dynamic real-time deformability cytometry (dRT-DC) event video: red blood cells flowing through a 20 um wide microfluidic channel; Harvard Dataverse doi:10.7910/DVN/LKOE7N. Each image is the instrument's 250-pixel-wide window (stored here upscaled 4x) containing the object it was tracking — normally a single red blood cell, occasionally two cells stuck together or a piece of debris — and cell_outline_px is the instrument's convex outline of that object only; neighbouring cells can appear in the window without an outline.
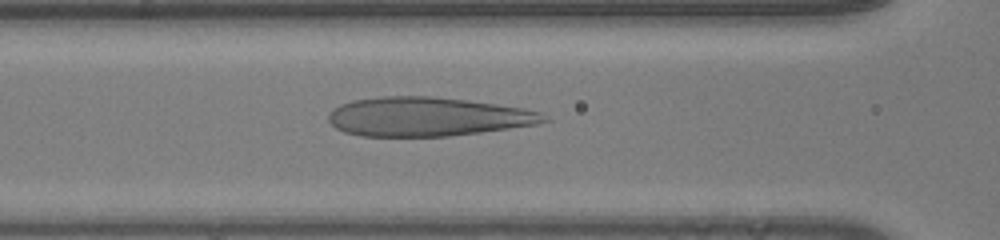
{"species": "human", "species_latin": "Homo sapiens", "temperature_condition": "room temperature", "stored_images_in_passage": 55, "camera_frame_rate_fps": 3000, "um_per_image_px": 0.085, "donor": {"sex": "male"}, "frame": {"image": 1, "passage_image": 30, "time_ms": 9.667, "image_size_px": [1000, 240], "cell_outline_px": [[552, 120], [536, 124], [480, 132], [448, 136], [360, 136], [344, 132], [336, 128], [328, 120], [328, 116], [332, 108], [340, 104], [352, 100], [380, 96], [432, 96], [468, 100], [524, 108], [540, 112]], "centroid_in_image_um": [36.3, 9.91], "position_along_channel_um": 130.3, "area_um2": 49.07}}
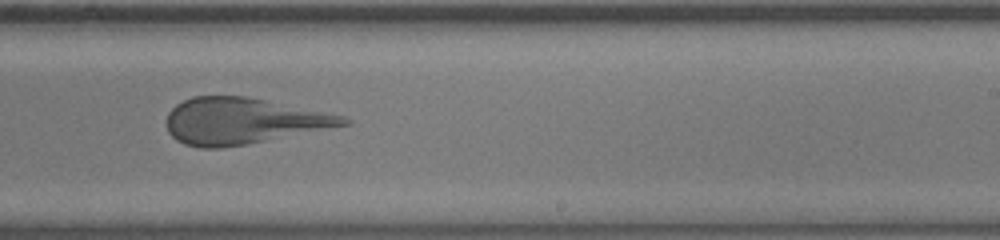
{"frame": {"image": 2, "passage_image": 40, "time_ms": 13.0, "image_size_px": [1000, 240], "cell_outline_px": [[352, 124], [248, 144], [220, 148], [200, 148], [184, 144], [176, 140], [168, 132], [168, 112], [176, 104], [192, 96], [248, 96], [344, 116], [352, 120]], "centroid_in_image_um": [20.65, 10.29], "position_along_channel_um": 268.4, "area_um2": 47.57}}
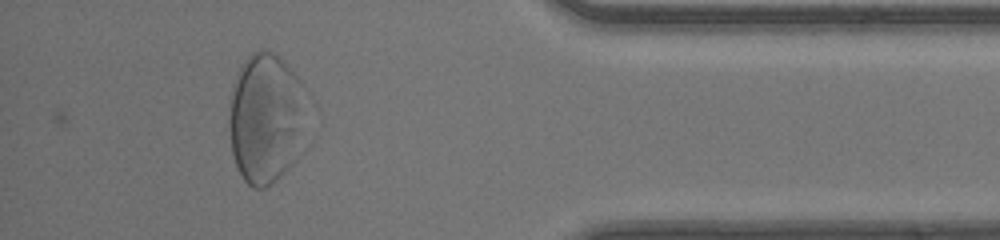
{"frame": {"image": 3, "passage_image": 52, "time_ms": 17.0, "image_size_px": [1000, 240], "cell_outline_px": [[296, 128], [292, 164], [272, 184], [264, 188], [252, 188], [244, 180], [236, 164], [232, 152], [228, 128], [228, 120], [232, 84], [240, 64], [252, 52], [260, 48], [264, 48], [272, 52], [296, 76]], "centroid_in_image_um": [22.34, 10.05], "position_along_channel_um": 412.9, "area_um2": 55.08}}